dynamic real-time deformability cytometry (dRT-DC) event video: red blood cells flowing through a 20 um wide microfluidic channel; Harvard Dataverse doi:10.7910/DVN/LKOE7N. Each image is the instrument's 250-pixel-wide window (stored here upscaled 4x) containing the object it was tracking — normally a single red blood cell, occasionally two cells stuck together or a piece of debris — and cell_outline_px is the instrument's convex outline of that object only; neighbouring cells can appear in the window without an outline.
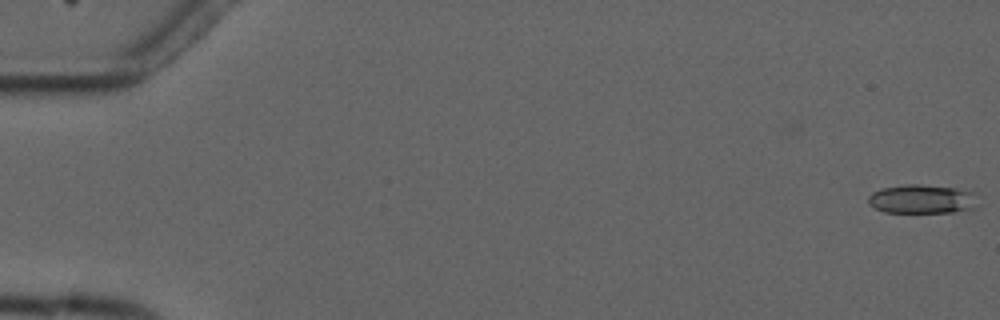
{"species": "common noctule bat (a hibernating species)", "species_latin": "Nyctalus noctula", "temperature_condition": "cold", "stored_images_in_passage": 10, "camera_frame_rate_fps": 3000, "um_per_image_px": 0.085, "animal": {"sex": "male", "forearm_length_mm": 52.5}, "frame": {"image": 1, "passage_image": 1, "time_ms": 0.0, "image_size_px": [1000, 320], "cell_outline_px": [[976, 192], [972, 208], [952, 212], [884, 212], [868, 204], [868, 196], [872, 192], [880, 188], [904, 184], [920, 184], [956, 188]], "centroid_in_image_um": [78.3, 16.9], "position_along_channel_um": 6.7, "area_um2": 18.38}}
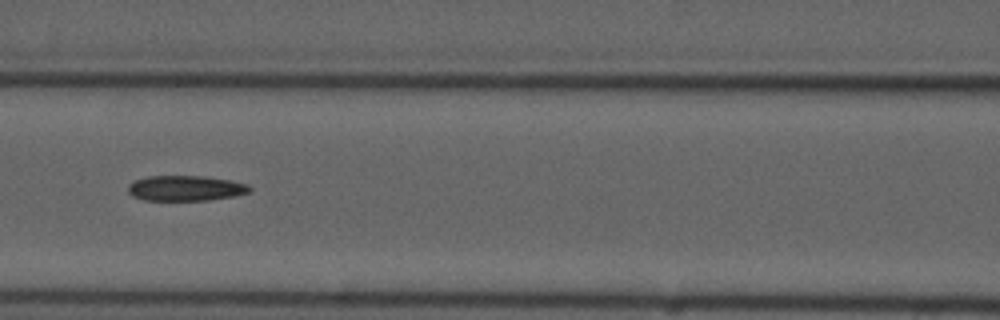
{"frame": {"image": 2, "passage_image": 7, "time_ms": 8.0, "image_size_px": [1000, 320], "cell_outline_px": [[252, 192], [236, 196], [208, 200], [144, 200], [132, 196], [128, 192], [128, 184], [136, 180], [148, 176], [204, 176], [232, 180], [248, 184], [252, 188]], "centroid_in_image_um": [15.82, 16.0], "position_along_channel_um": 150.8, "area_um2": 18.15}}
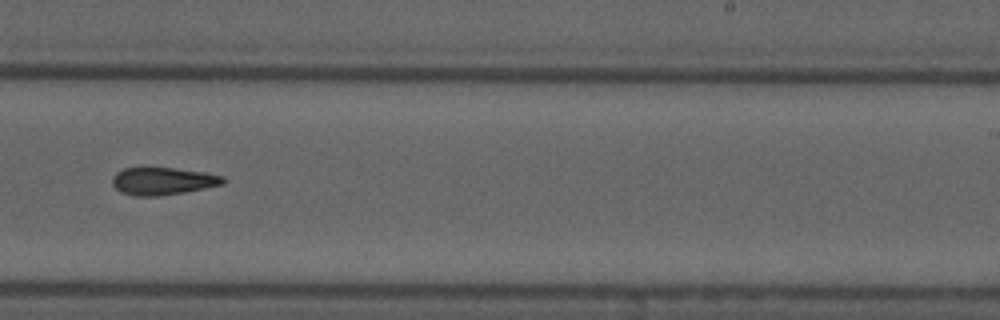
{"frame": {"image": 3, "passage_image": 10, "time_ms": 11.333, "image_size_px": [1000, 320], "cell_outline_px": [[228, 180], [224, 184], [184, 192], [160, 196], [136, 196], [120, 192], [112, 184], [112, 176], [116, 172], [124, 168], [172, 168], [204, 172], [224, 176]], "centroid_in_image_um": [13.85, 15.39], "position_along_channel_um": 275.2, "area_um2": 17.8}}